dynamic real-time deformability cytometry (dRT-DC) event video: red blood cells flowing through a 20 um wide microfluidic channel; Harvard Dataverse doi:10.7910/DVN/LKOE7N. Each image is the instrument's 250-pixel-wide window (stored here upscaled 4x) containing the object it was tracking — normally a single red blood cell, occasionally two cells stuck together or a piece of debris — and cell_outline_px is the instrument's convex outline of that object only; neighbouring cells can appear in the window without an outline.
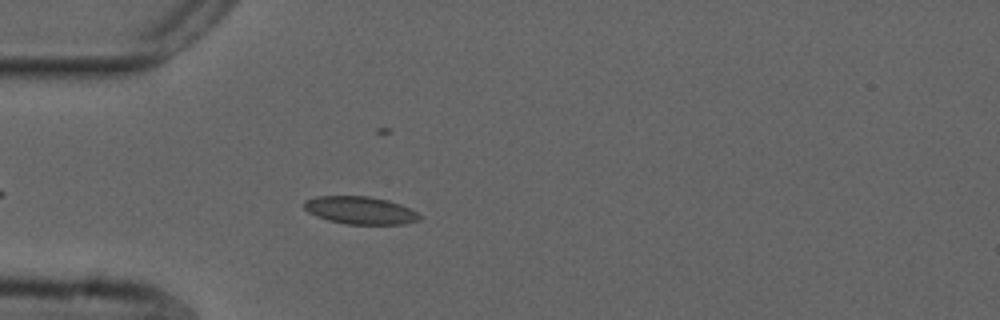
{"species": "common noctule bat (a hibernating species)", "species_latin": "Nyctalus noctula", "temperature_condition": "cold", "stored_images_in_passage": 39, "camera_frame_rate_fps": 3000, "um_per_image_px": 0.085, "animal": {"sex": "male", "forearm_length_mm": 52.5}, "frame": {"image": 1, "passage_image": 7, "time_ms": 2.0, "image_size_px": [1000, 320], "cell_outline_px": [[420, 220], [404, 224], [344, 224], [328, 220], [316, 216], [308, 212], [304, 208], [304, 200], [316, 196], [368, 196], [388, 200], [400, 204], [416, 212], [420, 216]], "centroid_in_image_um": [30.59, 17.87], "position_along_channel_um": 54.4, "area_um2": 18.61}}
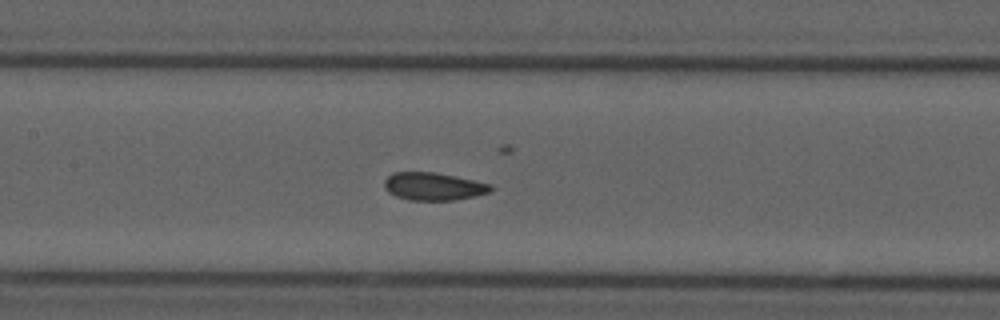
{"frame": {"image": 2, "passage_image": 17, "time_ms": 5.333, "image_size_px": [1000, 320], "cell_outline_px": [[492, 188], [488, 192], [476, 196], [452, 200], [408, 200], [396, 196], [388, 192], [384, 188], [384, 180], [392, 172], [436, 172], [492, 184]], "centroid_in_image_um": [36.81, 15.84], "position_along_channel_um": 170.6, "area_um2": 17.22}}
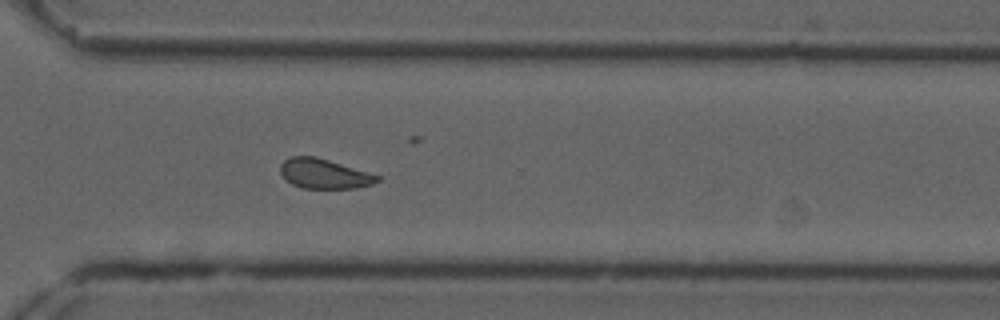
{"frame": {"image": 3, "passage_image": 31, "time_ms": 10.0, "image_size_px": [1000, 320], "cell_outline_px": [[380, 180], [372, 184], [356, 188], [304, 188], [292, 184], [284, 180], [280, 172], [280, 164], [284, 160], [292, 156], [316, 156], [380, 176]], "centroid_in_image_um": [27.51, 14.77], "position_along_channel_um": 343.1, "area_um2": 16.76}, "authors_computed_cell_mechanics": {"area_um2": 17.5712, "velocity_mm_per_s": 3.7025, "shape_relaxation_time_tau1_ms": 5.0142, "shape_relaxation_time_tau2_ms": 1.2923, "deformation_change_tau1": 0.1049, "deformation_change_tau2": 0.0401}}